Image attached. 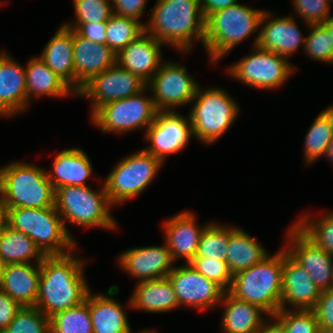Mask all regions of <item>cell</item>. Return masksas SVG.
Listing matches in <instances>:
<instances>
[{
    "label": "cell",
    "mask_w": 333,
    "mask_h": 333,
    "mask_svg": "<svg viewBox=\"0 0 333 333\" xmlns=\"http://www.w3.org/2000/svg\"><path fill=\"white\" fill-rule=\"evenodd\" d=\"M75 254L45 256L40 263L35 306L48 318L80 305L91 289L84 271L88 261Z\"/></svg>",
    "instance_id": "1"
},
{
    "label": "cell",
    "mask_w": 333,
    "mask_h": 333,
    "mask_svg": "<svg viewBox=\"0 0 333 333\" xmlns=\"http://www.w3.org/2000/svg\"><path fill=\"white\" fill-rule=\"evenodd\" d=\"M144 31L164 45L188 54L199 41L203 45L205 18L200 0H156Z\"/></svg>",
    "instance_id": "2"
},
{
    "label": "cell",
    "mask_w": 333,
    "mask_h": 333,
    "mask_svg": "<svg viewBox=\"0 0 333 333\" xmlns=\"http://www.w3.org/2000/svg\"><path fill=\"white\" fill-rule=\"evenodd\" d=\"M265 10L255 9L243 3L210 14L205 19L203 48L210 64L220 62L253 33L260 30V21Z\"/></svg>",
    "instance_id": "3"
},
{
    "label": "cell",
    "mask_w": 333,
    "mask_h": 333,
    "mask_svg": "<svg viewBox=\"0 0 333 333\" xmlns=\"http://www.w3.org/2000/svg\"><path fill=\"white\" fill-rule=\"evenodd\" d=\"M104 184L99 190L90 186H64L55 190V208L62 218L66 232L75 240L66 222L86 228H101L115 231L118 226L111 213Z\"/></svg>",
    "instance_id": "4"
},
{
    "label": "cell",
    "mask_w": 333,
    "mask_h": 333,
    "mask_svg": "<svg viewBox=\"0 0 333 333\" xmlns=\"http://www.w3.org/2000/svg\"><path fill=\"white\" fill-rule=\"evenodd\" d=\"M283 246L261 262L234 274L229 293L237 299L259 306L274 316L282 297Z\"/></svg>",
    "instance_id": "5"
},
{
    "label": "cell",
    "mask_w": 333,
    "mask_h": 333,
    "mask_svg": "<svg viewBox=\"0 0 333 333\" xmlns=\"http://www.w3.org/2000/svg\"><path fill=\"white\" fill-rule=\"evenodd\" d=\"M189 118L194 139L209 146L215 144L240 116L237 101L221 87L200 85L190 103Z\"/></svg>",
    "instance_id": "6"
},
{
    "label": "cell",
    "mask_w": 333,
    "mask_h": 333,
    "mask_svg": "<svg viewBox=\"0 0 333 333\" xmlns=\"http://www.w3.org/2000/svg\"><path fill=\"white\" fill-rule=\"evenodd\" d=\"M0 188L6 209L55 207V189L46 169L14 161L0 167Z\"/></svg>",
    "instance_id": "7"
},
{
    "label": "cell",
    "mask_w": 333,
    "mask_h": 333,
    "mask_svg": "<svg viewBox=\"0 0 333 333\" xmlns=\"http://www.w3.org/2000/svg\"><path fill=\"white\" fill-rule=\"evenodd\" d=\"M7 224L26 234L45 256L77 250V241L66 232L55 207L7 209Z\"/></svg>",
    "instance_id": "8"
},
{
    "label": "cell",
    "mask_w": 333,
    "mask_h": 333,
    "mask_svg": "<svg viewBox=\"0 0 333 333\" xmlns=\"http://www.w3.org/2000/svg\"><path fill=\"white\" fill-rule=\"evenodd\" d=\"M164 164L143 148L119 160L103 184L113 206L139 196L158 176Z\"/></svg>",
    "instance_id": "9"
},
{
    "label": "cell",
    "mask_w": 333,
    "mask_h": 333,
    "mask_svg": "<svg viewBox=\"0 0 333 333\" xmlns=\"http://www.w3.org/2000/svg\"><path fill=\"white\" fill-rule=\"evenodd\" d=\"M146 87L141 92L101 106L91 117L92 125L103 133L126 134L146 129L154 122L158 109ZM148 91V92H147ZM149 93V96L145 95Z\"/></svg>",
    "instance_id": "10"
},
{
    "label": "cell",
    "mask_w": 333,
    "mask_h": 333,
    "mask_svg": "<svg viewBox=\"0 0 333 333\" xmlns=\"http://www.w3.org/2000/svg\"><path fill=\"white\" fill-rule=\"evenodd\" d=\"M251 53L227 66L226 74L234 80L258 90L280 88L295 74V65L272 51L254 46Z\"/></svg>",
    "instance_id": "11"
},
{
    "label": "cell",
    "mask_w": 333,
    "mask_h": 333,
    "mask_svg": "<svg viewBox=\"0 0 333 333\" xmlns=\"http://www.w3.org/2000/svg\"><path fill=\"white\" fill-rule=\"evenodd\" d=\"M199 85L186 66L166 59L147 83L159 111H177L179 107L190 105Z\"/></svg>",
    "instance_id": "12"
},
{
    "label": "cell",
    "mask_w": 333,
    "mask_h": 333,
    "mask_svg": "<svg viewBox=\"0 0 333 333\" xmlns=\"http://www.w3.org/2000/svg\"><path fill=\"white\" fill-rule=\"evenodd\" d=\"M178 111H158L154 122L144 134L148 146L143 149L163 164L170 154L183 151L190 139L194 138L188 114L182 115Z\"/></svg>",
    "instance_id": "13"
},
{
    "label": "cell",
    "mask_w": 333,
    "mask_h": 333,
    "mask_svg": "<svg viewBox=\"0 0 333 333\" xmlns=\"http://www.w3.org/2000/svg\"><path fill=\"white\" fill-rule=\"evenodd\" d=\"M147 87L137 75L121 68L117 63L92 77L76 93V97L90 101V117L103 105L131 97Z\"/></svg>",
    "instance_id": "14"
},
{
    "label": "cell",
    "mask_w": 333,
    "mask_h": 333,
    "mask_svg": "<svg viewBox=\"0 0 333 333\" xmlns=\"http://www.w3.org/2000/svg\"><path fill=\"white\" fill-rule=\"evenodd\" d=\"M182 264L175 266L167 275L176 293L179 307L201 311L217 308L225 291L197 272L189 263Z\"/></svg>",
    "instance_id": "15"
},
{
    "label": "cell",
    "mask_w": 333,
    "mask_h": 333,
    "mask_svg": "<svg viewBox=\"0 0 333 333\" xmlns=\"http://www.w3.org/2000/svg\"><path fill=\"white\" fill-rule=\"evenodd\" d=\"M283 247L321 290L333 287V255L318 247L293 222L285 232Z\"/></svg>",
    "instance_id": "16"
},
{
    "label": "cell",
    "mask_w": 333,
    "mask_h": 333,
    "mask_svg": "<svg viewBox=\"0 0 333 333\" xmlns=\"http://www.w3.org/2000/svg\"><path fill=\"white\" fill-rule=\"evenodd\" d=\"M272 11L265 10L260 21V30L252 46L272 51L288 60L301 47L304 50L305 37L298 27L297 18L292 14L276 17Z\"/></svg>",
    "instance_id": "17"
},
{
    "label": "cell",
    "mask_w": 333,
    "mask_h": 333,
    "mask_svg": "<svg viewBox=\"0 0 333 333\" xmlns=\"http://www.w3.org/2000/svg\"><path fill=\"white\" fill-rule=\"evenodd\" d=\"M117 261L121 270L136 283L167 277L175 267L166 243L127 249L120 253Z\"/></svg>",
    "instance_id": "18"
},
{
    "label": "cell",
    "mask_w": 333,
    "mask_h": 333,
    "mask_svg": "<svg viewBox=\"0 0 333 333\" xmlns=\"http://www.w3.org/2000/svg\"><path fill=\"white\" fill-rule=\"evenodd\" d=\"M321 290L309 273L283 247L282 297L280 309L312 310Z\"/></svg>",
    "instance_id": "19"
},
{
    "label": "cell",
    "mask_w": 333,
    "mask_h": 333,
    "mask_svg": "<svg viewBox=\"0 0 333 333\" xmlns=\"http://www.w3.org/2000/svg\"><path fill=\"white\" fill-rule=\"evenodd\" d=\"M193 212L183 210L162 223L164 242L174 261L182 258L184 263H189L195 257L201 234L210 223L198 225Z\"/></svg>",
    "instance_id": "20"
},
{
    "label": "cell",
    "mask_w": 333,
    "mask_h": 333,
    "mask_svg": "<svg viewBox=\"0 0 333 333\" xmlns=\"http://www.w3.org/2000/svg\"><path fill=\"white\" fill-rule=\"evenodd\" d=\"M25 67L6 51L0 53V117L10 119L29 109Z\"/></svg>",
    "instance_id": "21"
},
{
    "label": "cell",
    "mask_w": 333,
    "mask_h": 333,
    "mask_svg": "<svg viewBox=\"0 0 333 333\" xmlns=\"http://www.w3.org/2000/svg\"><path fill=\"white\" fill-rule=\"evenodd\" d=\"M116 58L107 44L92 42L74 30V91L77 93L92 77L114 66Z\"/></svg>",
    "instance_id": "22"
},
{
    "label": "cell",
    "mask_w": 333,
    "mask_h": 333,
    "mask_svg": "<svg viewBox=\"0 0 333 333\" xmlns=\"http://www.w3.org/2000/svg\"><path fill=\"white\" fill-rule=\"evenodd\" d=\"M163 45L144 31L117 54L116 63L148 83L164 62Z\"/></svg>",
    "instance_id": "23"
},
{
    "label": "cell",
    "mask_w": 333,
    "mask_h": 333,
    "mask_svg": "<svg viewBox=\"0 0 333 333\" xmlns=\"http://www.w3.org/2000/svg\"><path fill=\"white\" fill-rule=\"evenodd\" d=\"M119 286H109L107 292L93 293L89 290V311L93 333H128L131 325L127 317V308L116 300Z\"/></svg>",
    "instance_id": "24"
},
{
    "label": "cell",
    "mask_w": 333,
    "mask_h": 333,
    "mask_svg": "<svg viewBox=\"0 0 333 333\" xmlns=\"http://www.w3.org/2000/svg\"><path fill=\"white\" fill-rule=\"evenodd\" d=\"M126 307L145 313H164L180 308L168 277L137 282Z\"/></svg>",
    "instance_id": "25"
},
{
    "label": "cell",
    "mask_w": 333,
    "mask_h": 333,
    "mask_svg": "<svg viewBox=\"0 0 333 333\" xmlns=\"http://www.w3.org/2000/svg\"><path fill=\"white\" fill-rule=\"evenodd\" d=\"M52 163V169L46 173L55 190L64 186H89L87 180L93 175V165L82 149H64Z\"/></svg>",
    "instance_id": "26"
},
{
    "label": "cell",
    "mask_w": 333,
    "mask_h": 333,
    "mask_svg": "<svg viewBox=\"0 0 333 333\" xmlns=\"http://www.w3.org/2000/svg\"><path fill=\"white\" fill-rule=\"evenodd\" d=\"M40 264H9L2 268L0 290L24 306H35L38 297Z\"/></svg>",
    "instance_id": "27"
},
{
    "label": "cell",
    "mask_w": 333,
    "mask_h": 333,
    "mask_svg": "<svg viewBox=\"0 0 333 333\" xmlns=\"http://www.w3.org/2000/svg\"><path fill=\"white\" fill-rule=\"evenodd\" d=\"M218 306L223 310L221 333H255L267 320L264 316H268L259 306L237 299L228 291L224 292Z\"/></svg>",
    "instance_id": "28"
},
{
    "label": "cell",
    "mask_w": 333,
    "mask_h": 333,
    "mask_svg": "<svg viewBox=\"0 0 333 333\" xmlns=\"http://www.w3.org/2000/svg\"><path fill=\"white\" fill-rule=\"evenodd\" d=\"M25 77L29 105L33 99H39L45 95L54 98L76 96V92L54 73L39 56L31 57L26 64Z\"/></svg>",
    "instance_id": "29"
},
{
    "label": "cell",
    "mask_w": 333,
    "mask_h": 333,
    "mask_svg": "<svg viewBox=\"0 0 333 333\" xmlns=\"http://www.w3.org/2000/svg\"><path fill=\"white\" fill-rule=\"evenodd\" d=\"M73 38L74 30L61 24L39 57L74 90Z\"/></svg>",
    "instance_id": "30"
},
{
    "label": "cell",
    "mask_w": 333,
    "mask_h": 333,
    "mask_svg": "<svg viewBox=\"0 0 333 333\" xmlns=\"http://www.w3.org/2000/svg\"><path fill=\"white\" fill-rule=\"evenodd\" d=\"M269 254L255 236L241 227L229 225L226 263L232 275L261 262Z\"/></svg>",
    "instance_id": "31"
},
{
    "label": "cell",
    "mask_w": 333,
    "mask_h": 333,
    "mask_svg": "<svg viewBox=\"0 0 333 333\" xmlns=\"http://www.w3.org/2000/svg\"><path fill=\"white\" fill-rule=\"evenodd\" d=\"M45 255L26 234L13 229L7 223L0 230V263H38Z\"/></svg>",
    "instance_id": "32"
},
{
    "label": "cell",
    "mask_w": 333,
    "mask_h": 333,
    "mask_svg": "<svg viewBox=\"0 0 333 333\" xmlns=\"http://www.w3.org/2000/svg\"><path fill=\"white\" fill-rule=\"evenodd\" d=\"M333 138V117L323 109L310 124L304 138L303 160L309 166L323 158Z\"/></svg>",
    "instance_id": "33"
},
{
    "label": "cell",
    "mask_w": 333,
    "mask_h": 333,
    "mask_svg": "<svg viewBox=\"0 0 333 333\" xmlns=\"http://www.w3.org/2000/svg\"><path fill=\"white\" fill-rule=\"evenodd\" d=\"M314 216L304 212L293 223L318 247L333 255V210Z\"/></svg>",
    "instance_id": "34"
},
{
    "label": "cell",
    "mask_w": 333,
    "mask_h": 333,
    "mask_svg": "<svg viewBox=\"0 0 333 333\" xmlns=\"http://www.w3.org/2000/svg\"><path fill=\"white\" fill-rule=\"evenodd\" d=\"M50 333H93L89 311V292L80 305L50 317Z\"/></svg>",
    "instance_id": "35"
},
{
    "label": "cell",
    "mask_w": 333,
    "mask_h": 333,
    "mask_svg": "<svg viewBox=\"0 0 333 333\" xmlns=\"http://www.w3.org/2000/svg\"><path fill=\"white\" fill-rule=\"evenodd\" d=\"M143 32L144 25L138 20L113 14L107 20L106 44L117 55Z\"/></svg>",
    "instance_id": "36"
},
{
    "label": "cell",
    "mask_w": 333,
    "mask_h": 333,
    "mask_svg": "<svg viewBox=\"0 0 333 333\" xmlns=\"http://www.w3.org/2000/svg\"><path fill=\"white\" fill-rule=\"evenodd\" d=\"M229 225L210 222L201 234L195 257H208L226 262Z\"/></svg>",
    "instance_id": "37"
},
{
    "label": "cell",
    "mask_w": 333,
    "mask_h": 333,
    "mask_svg": "<svg viewBox=\"0 0 333 333\" xmlns=\"http://www.w3.org/2000/svg\"><path fill=\"white\" fill-rule=\"evenodd\" d=\"M75 21L63 25L76 30L81 24L107 22L113 15L111 0H72Z\"/></svg>",
    "instance_id": "38"
},
{
    "label": "cell",
    "mask_w": 333,
    "mask_h": 333,
    "mask_svg": "<svg viewBox=\"0 0 333 333\" xmlns=\"http://www.w3.org/2000/svg\"><path fill=\"white\" fill-rule=\"evenodd\" d=\"M305 37L304 54L312 61L333 64V40L322 24L309 25Z\"/></svg>",
    "instance_id": "39"
},
{
    "label": "cell",
    "mask_w": 333,
    "mask_h": 333,
    "mask_svg": "<svg viewBox=\"0 0 333 333\" xmlns=\"http://www.w3.org/2000/svg\"><path fill=\"white\" fill-rule=\"evenodd\" d=\"M1 333H50V318L36 306H24Z\"/></svg>",
    "instance_id": "40"
},
{
    "label": "cell",
    "mask_w": 333,
    "mask_h": 333,
    "mask_svg": "<svg viewBox=\"0 0 333 333\" xmlns=\"http://www.w3.org/2000/svg\"><path fill=\"white\" fill-rule=\"evenodd\" d=\"M273 317L285 333H321L313 310L280 309Z\"/></svg>",
    "instance_id": "41"
},
{
    "label": "cell",
    "mask_w": 333,
    "mask_h": 333,
    "mask_svg": "<svg viewBox=\"0 0 333 333\" xmlns=\"http://www.w3.org/2000/svg\"><path fill=\"white\" fill-rule=\"evenodd\" d=\"M189 264L197 272L219 285L225 292L229 291L233 275L225 261L211 257H194Z\"/></svg>",
    "instance_id": "42"
},
{
    "label": "cell",
    "mask_w": 333,
    "mask_h": 333,
    "mask_svg": "<svg viewBox=\"0 0 333 333\" xmlns=\"http://www.w3.org/2000/svg\"><path fill=\"white\" fill-rule=\"evenodd\" d=\"M295 15L304 23L309 25L322 24L331 14V0H292Z\"/></svg>",
    "instance_id": "43"
},
{
    "label": "cell",
    "mask_w": 333,
    "mask_h": 333,
    "mask_svg": "<svg viewBox=\"0 0 333 333\" xmlns=\"http://www.w3.org/2000/svg\"><path fill=\"white\" fill-rule=\"evenodd\" d=\"M321 333H333V287L321 291L318 302L312 309Z\"/></svg>",
    "instance_id": "44"
},
{
    "label": "cell",
    "mask_w": 333,
    "mask_h": 333,
    "mask_svg": "<svg viewBox=\"0 0 333 333\" xmlns=\"http://www.w3.org/2000/svg\"><path fill=\"white\" fill-rule=\"evenodd\" d=\"M148 0H111L113 14L121 17H131L143 23L140 19L146 12Z\"/></svg>",
    "instance_id": "45"
},
{
    "label": "cell",
    "mask_w": 333,
    "mask_h": 333,
    "mask_svg": "<svg viewBox=\"0 0 333 333\" xmlns=\"http://www.w3.org/2000/svg\"><path fill=\"white\" fill-rule=\"evenodd\" d=\"M21 307L8 294L0 290V333L7 328Z\"/></svg>",
    "instance_id": "46"
},
{
    "label": "cell",
    "mask_w": 333,
    "mask_h": 333,
    "mask_svg": "<svg viewBox=\"0 0 333 333\" xmlns=\"http://www.w3.org/2000/svg\"><path fill=\"white\" fill-rule=\"evenodd\" d=\"M107 22L81 24L75 31L82 37L96 43L106 44Z\"/></svg>",
    "instance_id": "47"
},
{
    "label": "cell",
    "mask_w": 333,
    "mask_h": 333,
    "mask_svg": "<svg viewBox=\"0 0 333 333\" xmlns=\"http://www.w3.org/2000/svg\"><path fill=\"white\" fill-rule=\"evenodd\" d=\"M239 2L238 0H200V8L203 17L206 19L210 14L228 8L230 5Z\"/></svg>",
    "instance_id": "48"
},
{
    "label": "cell",
    "mask_w": 333,
    "mask_h": 333,
    "mask_svg": "<svg viewBox=\"0 0 333 333\" xmlns=\"http://www.w3.org/2000/svg\"><path fill=\"white\" fill-rule=\"evenodd\" d=\"M255 333H285L282 325L273 317H267V320L260 326Z\"/></svg>",
    "instance_id": "49"
},
{
    "label": "cell",
    "mask_w": 333,
    "mask_h": 333,
    "mask_svg": "<svg viewBox=\"0 0 333 333\" xmlns=\"http://www.w3.org/2000/svg\"><path fill=\"white\" fill-rule=\"evenodd\" d=\"M7 223V209L3 198V193L0 188V230Z\"/></svg>",
    "instance_id": "50"
},
{
    "label": "cell",
    "mask_w": 333,
    "mask_h": 333,
    "mask_svg": "<svg viewBox=\"0 0 333 333\" xmlns=\"http://www.w3.org/2000/svg\"><path fill=\"white\" fill-rule=\"evenodd\" d=\"M322 25L327 29L333 40V13L322 23Z\"/></svg>",
    "instance_id": "51"
},
{
    "label": "cell",
    "mask_w": 333,
    "mask_h": 333,
    "mask_svg": "<svg viewBox=\"0 0 333 333\" xmlns=\"http://www.w3.org/2000/svg\"><path fill=\"white\" fill-rule=\"evenodd\" d=\"M323 157L327 158L328 160L331 161V163H333V138L329 143V146L327 147V150Z\"/></svg>",
    "instance_id": "52"
},
{
    "label": "cell",
    "mask_w": 333,
    "mask_h": 333,
    "mask_svg": "<svg viewBox=\"0 0 333 333\" xmlns=\"http://www.w3.org/2000/svg\"><path fill=\"white\" fill-rule=\"evenodd\" d=\"M133 331H132V329L128 332V333H132ZM133 333H135V332H133ZM137 333H156V331H155V329H142V330H138V332Z\"/></svg>",
    "instance_id": "53"
},
{
    "label": "cell",
    "mask_w": 333,
    "mask_h": 333,
    "mask_svg": "<svg viewBox=\"0 0 333 333\" xmlns=\"http://www.w3.org/2000/svg\"><path fill=\"white\" fill-rule=\"evenodd\" d=\"M333 117V104L325 108Z\"/></svg>",
    "instance_id": "54"
},
{
    "label": "cell",
    "mask_w": 333,
    "mask_h": 333,
    "mask_svg": "<svg viewBox=\"0 0 333 333\" xmlns=\"http://www.w3.org/2000/svg\"><path fill=\"white\" fill-rule=\"evenodd\" d=\"M2 268H3V265L0 263V286H1Z\"/></svg>",
    "instance_id": "55"
},
{
    "label": "cell",
    "mask_w": 333,
    "mask_h": 333,
    "mask_svg": "<svg viewBox=\"0 0 333 333\" xmlns=\"http://www.w3.org/2000/svg\"><path fill=\"white\" fill-rule=\"evenodd\" d=\"M6 2L0 1V6H3L2 4H5Z\"/></svg>",
    "instance_id": "56"
}]
</instances>
